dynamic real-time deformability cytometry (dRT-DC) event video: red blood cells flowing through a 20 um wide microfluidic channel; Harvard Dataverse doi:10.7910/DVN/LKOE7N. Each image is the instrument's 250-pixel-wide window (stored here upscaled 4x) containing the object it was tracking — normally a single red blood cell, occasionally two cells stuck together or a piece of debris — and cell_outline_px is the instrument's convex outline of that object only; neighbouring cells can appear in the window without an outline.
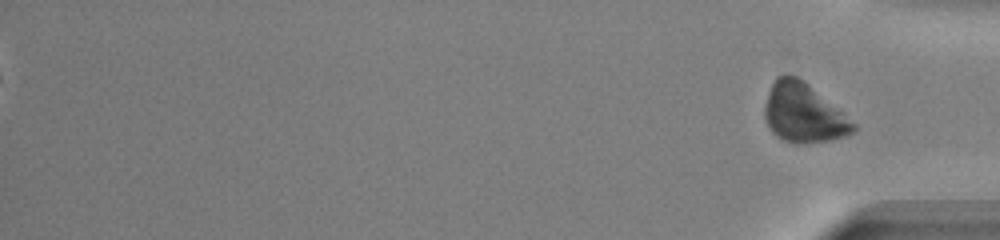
{"species": "common noctule bat (a hibernating species)", "species_latin": "Nyctalus noctula", "temperature_condition": "warm", "stored_images_in_passage": 51, "segment_of_instrument_passage": [2, 2], "camera_frame_rate_fps": 3000, "um_per_image_px": 0.085, "animal": {"sex": "male", "body_mass_g": 13.0, "forearm_length_mm": 53.1}, "frame": {"image": 1, "passage_image": 51, "time_ms": 16.667, "image_size_px": [1000, 240], "cell_outline_px": [[856, 128], [852, 132], [844, 136], [832, 140], [804, 144], [796, 144], [784, 140], [776, 136], [768, 128], [764, 116], [764, 104], [768, 92], [776, 76], [796, 76], [804, 80], [844, 112], [856, 124]], "centroid_in_image_um": [68.29, 9.62], "position_along_channel_um": 366.9, "area_um2": 30.81}}